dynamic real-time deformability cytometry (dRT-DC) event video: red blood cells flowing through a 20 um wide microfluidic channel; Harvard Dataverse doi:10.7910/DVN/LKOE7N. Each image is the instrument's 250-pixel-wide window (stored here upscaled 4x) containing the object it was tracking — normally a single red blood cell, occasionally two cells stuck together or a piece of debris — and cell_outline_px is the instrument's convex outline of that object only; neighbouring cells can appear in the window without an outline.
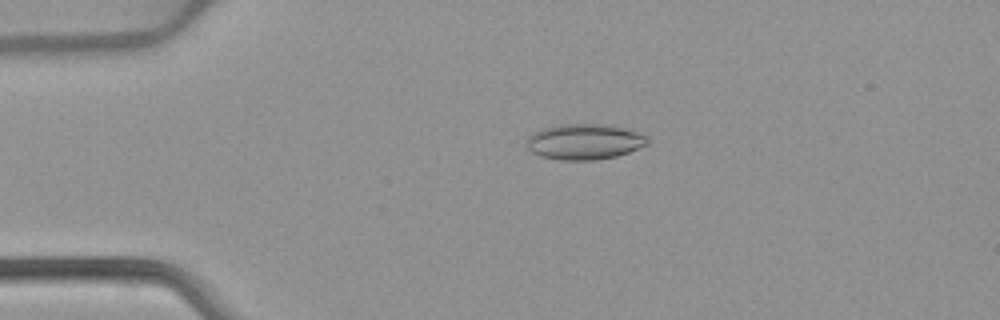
{"species": "common noctule bat (a hibernating species)", "species_latin": "Nyctalus noctula", "temperature_condition": "warm", "stored_images_in_passage": 53, "camera_frame_rate_fps": 3000, "um_per_image_px": 0.085, "animal": {"sex": "female", "body_mass_g": 22.7, "forearm_length_mm": 54.2}, "frame": {"image": 1, "passage_image": 12, "time_ms": 3.667, "image_size_px": [1000, 320], "cell_outline_px": [[648, 144], [628, 152], [616, 156], [596, 160], [560, 160], [540, 156], [532, 152], [524, 144], [524, 140], [532, 132], [540, 128], [552, 124], [616, 124], [644, 132], [648, 136]], "centroid_in_image_um": [49.68, 12.01], "position_along_channel_um": 35.3, "area_um2": 26.07}}
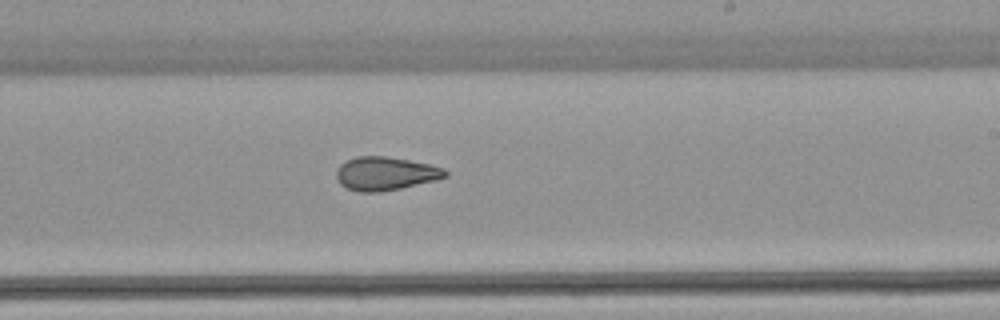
{"frame": {"image": 2, "passage_image": 32, "time_ms": 10.333, "image_size_px": [1000, 320], "cell_outline_px": [[448, 176], [436, 180], [400, 188], [380, 192], [360, 192], [348, 188], [340, 184], [336, 176], [336, 172], [340, 164], [356, 156], [384, 156], [408, 160], [428, 164], [444, 168], [448, 172]], "centroid_in_image_um": [32.76, 14.75], "position_along_channel_um": 256.2, "area_um2": 21.1}}
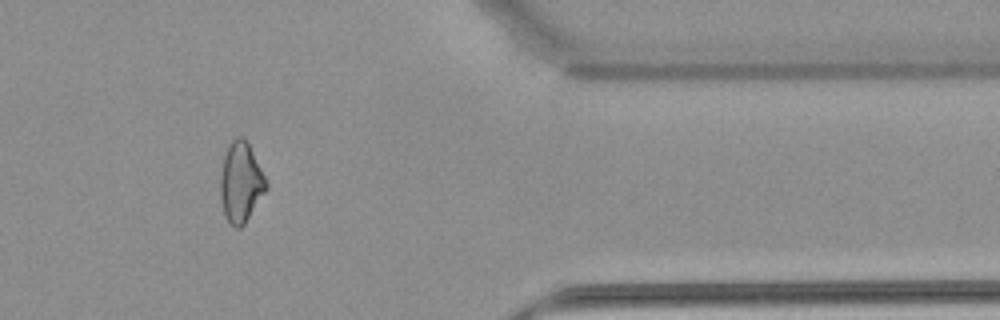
{"frame": {"image": 3, "passage_image": 44, "time_ms": 14.333, "image_size_px": [1000, 320], "cell_outline_px": [[268, 188], [244, 224], [240, 228], [236, 228], [224, 216], [220, 196], [220, 176], [224, 156], [228, 144], [236, 136], [240, 136], [248, 144], [268, 184]], "centroid_in_image_um": [20.45, 15.52], "position_along_channel_um": 391.0, "area_um2": 21.1}, "authors_computed_cell_mechanics": {"area_um2": 22.7732, "velocity_mm_per_s": 3.9251, "shape_relaxation_time_tau1_ms": null, "shape_relaxation_time_tau2_ms": 3.2753, "deformation_change_tau1": null, "deformation_change_tau2": 0.1029}}